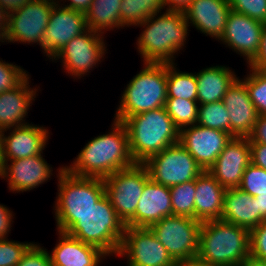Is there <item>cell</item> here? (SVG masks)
Returning a JSON list of instances; mask_svg holds the SVG:
<instances>
[{"instance_id":"obj_1","label":"cell","mask_w":266,"mask_h":266,"mask_svg":"<svg viewBox=\"0 0 266 266\" xmlns=\"http://www.w3.org/2000/svg\"><path fill=\"white\" fill-rule=\"evenodd\" d=\"M112 130L93 138L80 151L70 166H64L70 174L80 177L107 176L135 164L128 142L126 126L114 120Z\"/></svg>"},{"instance_id":"obj_2","label":"cell","mask_w":266,"mask_h":266,"mask_svg":"<svg viewBox=\"0 0 266 266\" xmlns=\"http://www.w3.org/2000/svg\"><path fill=\"white\" fill-rule=\"evenodd\" d=\"M250 256V230L222 219L202 222L197 260L209 266H239Z\"/></svg>"},{"instance_id":"obj_3","label":"cell","mask_w":266,"mask_h":266,"mask_svg":"<svg viewBox=\"0 0 266 266\" xmlns=\"http://www.w3.org/2000/svg\"><path fill=\"white\" fill-rule=\"evenodd\" d=\"M128 131L129 151L135 163H145L151 156L179 143L180 130L165 107L127 117L122 122Z\"/></svg>"},{"instance_id":"obj_4","label":"cell","mask_w":266,"mask_h":266,"mask_svg":"<svg viewBox=\"0 0 266 266\" xmlns=\"http://www.w3.org/2000/svg\"><path fill=\"white\" fill-rule=\"evenodd\" d=\"M157 15L153 14L137 25L145 28L138 37L137 49L143 62L173 63L174 54L187 41L190 25L183 12L165 11Z\"/></svg>"},{"instance_id":"obj_5","label":"cell","mask_w":266,"mask_h":266,"mask_svg":"<svg viewBox=\"0 0 266 266\" xmlns=\"http://www.w3.org/2000/svg\"><path fill=\"white\" fill-rule=\"evenodd\" d=\"M58 196L55 219L57 231L66 232L105 194L104 179L70 174L64 166L58 169Z\"/></svg>"},{"instance_id":"obj_6","label":"cell","mask_w":266,"mask_h":266,"mask_svg":"<svg viewBox=\"0 0 266 266\" xmlns=\"http://www.w3.org/2000/svg\"><path fill=\"white\" fill-rule=\"evenodd\" d=\"M125 224L106 194L65 232L83 243L100 248L108 256L119 253Z\"/></svg>"},{"instance_id":"obj_7","label":"cell","mask_w":266,"mask_h":266,"mask_svg":"<svg viewBox=\"0 0 266 266\" xmlns=\"http://www.w3.org/2000/svg\"><path fill=\"white\" fill-rule=\"evenodd\" d=\"M115 119L162 108L167 100V63L144 62L143 69L130 80L121 95Z\"/></svg>"},{"instance_id":"obj_8","label":"cell","mask_w":266,"mask_h":266,"mask_svg":"<svg viewBox=\"0 0 266 266\" xmlns=\"http://www.w3.org/2000/svg\"><path fill=\"white\" fill-rule=\"evenodd\" d=\"M149 179L148 169L141 163H135L104 178L105 194L124 224L135 215L145 183Z\"/></svg>"},{"instance_id":"obj_9","label":"cell","mask_w":266,"mask_h":266,"mask_svg":"<svg viewBox=\"0 0 266 266\" xmlns=\"http://www.w3.org/2000/svg\"><path fill=\"white\" fill-rule=\"evenodd\" d=\"M201 222L184 216H168L149 228L174 261L197 258Z\"/></svg>"},{"instance_id":"obj_10","label":"cell","mask_w":266,"mask_h":266,"mask_svg":"<svg viewBox=\"0 0 266 266\" xmlns=\"http://www.w3.org/2000/svg\"><path fill=\"white\" fill-rule=\"evenodd\" d=\"M143 164L154 182L167 187L195 180L204 171L180 143L165 148Z\"/></svg>"},{"instance_id":"obj_11","label":"cell","mask_w":266,"mask_h":266,"mask_svg":"<svg viewBox=\"0 0 266 266\" xmlns=\"http://www.w3.org/2000/svg\"><path fill=\"white\" fill-rule=\"evenodd\" d=\"M56 0H32L9 14V26L2 42L37 43L43 50V36Z\"/></svg>"},{"instance_id":"obj_12","label":"cell","mask_w":266,"mask_h":266,"mask_svg":"<svg viewBox=\"0 0 266 266\" xmlns=\"http://www.w3.org/2000/svg\"><path fill=\"white\" fill-rule=\"evenodd\" d=\"M128 266H173L175 261L149 227H125L118 255Z\"/></svg>"},{"instance_id":"obj_13","label":"cell","mask_w":266,"mask_h":266,"mask_svg":"<svg viewBox=\"0 0 266 266\" xmlns=\"http://www.w3.org/2000/svg\"><path fill=\"white\" fill-rule=\"evenodd\" d=\"M102 36V37H101ZM103 34L88 29L83 34L74 37L53 58L61 59L63 68L70 75L81 78L89 70L101 62L106 53Z\"/></svg>"},{"instance_id":"obj_14","label":"cell","mask_w":266,"mask_h":266,"mask_svg":"<svg viewBox=\"0 0 266 266\" xmlns=\"http://www.w3.org/2000/svg\"><path fill=\"white\" fill-rule=\"evenodd\" d=\"M56 2L43 36V53L52 60L74 37L88 30L85 13L62 7L58 0Z\"/></svg>"},{"instance_id":"obj_15","label":"cell","mask_w":266,"mask_h":266,"mask_svg":"<svg viewBox=\"0 0 266 266\" xmlns=\"http://www.w3.org/2000/svg\"><path fill=\"white\" fill-rule=\"evenodd\" d=\"M232 138L225 131L195 124L180 131L179 143L207 171Z\"/></svg>"},{"instance_id":"obj_16","label":"cell","mask_w":266,"mask_h":266,"mask_svg":"<svg viewBox=\"0 0 266 266\" xmlns=\"http://www.w3.org/2000/svg\"><path fill=\"white\" fill-rule=\"evenodd\" d=\"M251 163L248 137H233L207 170L224 188H236Z\"/></svg>"},{"instance_id":"obj_17","label":"cell","mask_w":266,"mask_h":266,"mask_svg":"<svg viewBox=\"0 0 266 266\" xmlns=\"http://www.w3.org/2000/svg\"><path fill=\"white\" fill-rule=\"evenodd\" d=\"M264 25L261 21L231 10L220 41L237 54L245 56L249 64L257 55Z\"/></svg>"},{"instance_id":"obj_18","label":"cell","mask_w":266,"mask_h":266,"mask_svg":"<svg viewBox=\"0 0 266 266\" xmlns=\"http://www.w3.org/2000/svg\"><path fill=\"white\" fill-rule=\"evenodd\" d=\"M3 171L0 178L7 179L9 190L14 192L30 191L44 184L52 175V167L43 155L25 159L3 160ZM11 162L8 164V162Z\"/></svg>"},{"instance_id":"obj_19","label":"cell","mask_w":266,"mask_h":266,"mask_svg":"<svg viewBox=\"0 0 266 266\" xmlns=\"http://www.w3.org/2000/svg\"><path fill=\"white\" fill-rule=\"evenodd\" d=\"M230 118V134L248 137L256 123L258 113L253 105L246 84L237 78L222 99Z\"/></svg>"},{"instance_id":"obj_20","label":"cell","mask_w":266,"mask_h":266,"mask_svg":"<svg viewBox=\"0 0 266 266\" xmlns=\"http://www.w3.org/2000/svg\"><path fill=\"white\" fill-rule=\"evenodd\" d=\"M7 130L11 131L8 136L4 134ZM48 134L47 128L33 124L3 130V160L25 159L42 154L49 140Z\"/></svg>"},{"instance_id":"obj_21","label":"cell","mask_w":266,"mask_h":266,"mask_svg":"<svg viewBox=\"0 0 266 266\" xmlns=\"http://www.w3.org/2000/svg\"><path fill=\"white\" fill-rule=\"evenodd\" d=\"M172 216L170 189L154 182L145 183L135 215L125 224L128 227H150L164 217Z\"/></svg>"},{"instance_id":"obj_22","label":"cell","mask_w":266,"mask_h":266,"mask_svg":"<svg viewBox=\"0 0 266 266\" xmlns=\"http://www.w3.org/2000/svg\"><path fill=\"white\" fill-rule=\"evenodd\" d=\"M230 11L229 0H193L184 14L188 24L219 41Z\"/></svg>"},{"instance_id":"obj_23","label":"cell","mask_w":266,"mask_h":266,"mask_svg":"<svg viewBox=\"0 0 266 266\" xmlns=\"http://www.w3.org/2000/svg\"><path fill=\"white\" fill-rule=\"evenodd\" d=\"M59 242L51 254L52 266H99L101 260L108 256L100 248L58 231Z\"/></svg>"},{"instance_id":"obj_24","label":"cell","mask_w":266,"mask_h":266,"mask_svg":"<svg viewBox=\"0 0 266 266\" xmlns=\"http://www.w3.org/2000/svg\"><path fill=\"white\" fill-rule=\"evenodd\" d=\"M29 75L15 88L0 93V131L27 125L24 118L38 89L29 85Z\"/></svg>"},{"instance_id":"obj_25","label":"cell","mask_w":266,"mask_h":266,"mask_svg":"<svg viewBox=\"0 0 266 266\" xmlns=\"http://www.w3.org/2000/svg\"><path fill=\"white\" fill-rule=\"evenodd\" d=\"M221 219L248 230L265 220L259 214L257 199L239 187L226 189Z\"/></svg>"},{"instance_id":"obj_26","label":"cell","mask_w":266,"mask_h":266,"mask_svg":"<svg viewBox=\"0 0 266 266\" xmlns=\"http://www.w3.org/2000/svg\"><path fill=\"white\" fill-rule=\"evenodd\" d=\"M195 219L202 222L221 219L226 188L208 172L195 179Z\"/></svg>"},{"instance_id":"obj_27","label":"cell","mask_w":266,"mask_h":266,"mask_svg":"<svg viewBox=\"0 0 266 266\" xmlns=\"http://www.w3.org/2000/svg\"><path fill=\"white\" fill-rule=\"evenodd\" d=\"M195 77L198 105L222 101L227 89L238 78L229 67L218 65L200 70Z\"/></svg>"},{"instance_id":"obj_28","label":"cell","mask_w":266,"mask_h":266,"mask_svg":"<svg viewBox=\"0 0 266 266\" xmlns=\"http://www.w3.org/2000/svg\"><path fill=\"white\" fill-rule=\"evenodd\" d=\"M121 2L122 0H93L85 12L88 29L104 34L109 29L123 28L120 17Z\"/></svg>"},{"instance_id":"obj_29","label":"cell","mask_w":266,"mask_h":266,"mask_svg":"<svg viewBox=\"0 0 266 266\" xmlns=\"http://www.w3.org/2000/svg\"><path fill=\"white\" fill-rule=\"evenodd\" d=\"M163 0H122L120 7L121 25L137 26L153 14L164 9Z\"/></svg>"},{"instance_id":"obj_30","label":"cell","mask_w":266,"mask_h":266,"mask_svg":"<svg viewBox=\"0 0 266 266\" xmlns=\"http://www.w3.org/2000/svg\"><path fill=\"white\" fill-rule=\"evenodd\" d=\"M175 63H167V98H182L197 101L195 73L182 72Z\"/></svg>"},{"instance_id":"obj_31","label":"cell","mask_w":266,"mask_h":266,"mask_svg":"<svg viewBox=\"0 0 266 266\" xmlns=\"http://www.w3.org/2000/svg\"><path fill=\"white\" fill-rule=\"evenodd\" d=\"M172 215L195 219V180L169 187Z\"/></svg>"},{"instance_id":"obj_32","label":"cell","mask_w":266,"mask_h":266,"mask_svg":"<svg viewBox=\"0 0 266 266\" xmlns=\"http://www.w3.org/2000/svg\"><path fill=\"white\" fill-rule=\"evenodd\" d=\"M197 101L182 98H167L165 109L172 118L177 128H183L197 124L198 106Z\"/></svg>"},{"instance_id":"obj_33","label":"cell","mask_w":266,"mask_h":266,"mask_svg":"<svg viewBox=\"0 0 266 266\" xmlns=\"http://www.w3.org/2000/svg\"><path fill=\"white\" fill-rule=\"evenodd\" d=\"M197 125L230 133V118L223 102L198 106Z\"/></svg>"},{"instance_id":"obj_34","label":"cell","mask_w":266,"mask_h":266,"mask_svg":"<svg viewBox=\"0 0 266 266\" xmlns=\"http://www.w3.org/2000/svg\"><path fill=\"white\" fill-rule=\"evenodd\" d=\"M249 68L252 73L242 81L246 84L250 99L258 115L266 116V72Z\"/></svg>"},{"instance_id":"obj_35","label":"cell","mask_w":266,"mask_h":266,"mask_svg":"<svg viewBox=\"0 0 266 266\" xmlns=\"http://www.w3.org/2000/svg\"><path fill=\"white\" fill-rule=\"evenodd\" d=\"M239 188L252 197L266 195V170L250 163L243 173Z\"/></svg>"},{"instance_id":"obj_36","label":"cell","mask_w":266,"mask_h":266,"mask_svg":"<svg viewBox=\"0 0 266 266\" xmlns=\"http://www.w3.org/2000/svg\"><path fill=\"white\" fill-rule=\"evenodd\" d=\"M33 244L0 239V266H16Z\"/></svg>"},{"instance_id":"obj_37","label":"cell","mask_w":266,"mask_h":266,"mask_svg":"<svg viewBox=\"0 0 266 266\" xmlns=\"http://www.w3.org/2000/svg\"><path fill=\"white\" fill-rule=\"evenodd\" d=\"M232 11L266 24V0H229Z\"/></svg>"},{"instance_id":"obj_38","label":"cell","mask_w":266,"mask_h":266,"mask_svg":"<svg viewBox=\"0 0 266 266\" xmlns=\"http://www.w3.org/2000/svg\"><path fill=\"white\" fill-rule=\"evenodd\" d=\"M23 68L0 60V93L18 86L29 74Z\"/></svg>"},{"instance_id":"obj_39","label":"cell","mask_w":266,"mask_h":266,"mask_svg":"<svg viewBox=\"0 0 266 266\" xmlns=\"http://www.w3.org/2000/svg\"><path fill=\"white\" fill-rule=\"evenodd\" d=\"M250 255L266 261V220L250 230Z\"/></svg>"},{"instance_id":"obj_40","label":"cell","mask_w":266,"mask_h":266,"mask_svg":"<svg viewBox=\"0 0 266 266\" xmlns=\"http://www.w3.org/2000/svg\"><path fill=\"white\" fill-rule=\"evenodd\" d=\"M39 244H33L16 266H52L49 252Z\"/></svg>"},{"instance_id":"obj_41","label":"cell","mask_w":266,"mask_h":266,"mask_svg":"<svg viewBox=\"0 0 266 266\" xmlns=\"http://www.w3.org/2000/svg\"><path fill=\"white\" fill-rule=\"evenodd\" d=\"M249 67L266 72V24L264 25L260 46L255 58L248 64Z\"/></svg>"},{"instance_id":"obj_42","label":"cell","mask_w":266,"mask_h":266,"mask_svg":"<svg viewBox=\"0 0 266 266\" xmlns=\"http://www.w3.org/2000/svg\"><path fill=\"white\" fill-rule=\"evenodd\" d=\"M249 143L266 144V116L258 115L251 134L248 136Z\"/></svg>"},{"instance_id":"obj_43","label":"cell","mask_w":266,"mask_h":266,"mask_svg":"<svg viewBox=\"0 0 266 266\" xmlns=\"http://www.w3.org/2000/svg\"><path fill=\"white\" fill-rule=\"evenodd\" d=\"M251 163L266 170V144L250 143Z\"/></svg>"},{"instance_id":"obj_44","label":"cell","mask_w":266,"mask_h":266,"mask_svg":"<svg viewBox=\"0 0 266 266\" xmlns=\"http://www.w3.org/2000/svg\"><path fill=\"white\" fill-rule=\"evenodd\" d=\"M13 216L12 211L6 205L0 204V239H7V234L11 231Z\"/></svg>"},{"instance_id":"obj_45","label":"cell","mask_w":266,"mask_h":266,"mask_svg":"<svg viewBox=\"0 0 266 266\" xmlns=\"http://www.w3.org/2000/svg\"><path fill=\"white\" fill-rule=\"evenodd\" d=\"M193 0H163L165 11L185 12Z\"/></svg>"},{"instance_id":"obj_46","label":"cell","mask_w":266,"mask_h":266,"mask_svg":"<svg viewBox=\"0 0 266 266\" xmlns=\"http://www.w3.org/2000/svg\"><path fill=\"white\" fill-rule=\"evenodd\" d=\"M32 0H0V5L9 13L12 14L21 7L27 5Z\"/></svg>"},{"instance_id":"obj_47","label":"cell","mask_w":266,"mask_h":266,"mask_svg":"<svg viewBox=\"0 0 266 266\" xmlns=\"http://www.w3.org/2000/svg\"><path fill=\"white\" fill-rule=\"evenodd\" d=\"M64 1V0H63ZM70 1V4L67 3V5H63L62 7L70 8L75 11L83 12L85 13L93 0H68Z\"/></svg>"},{"instance_id":"obj_48","label":"cell","mask_w":266,"mask_h":266,"mask_svg":"<svg viewBox=\"0 0 266 266\" xmlns=\"http://www.w3.org/2000/svg\"><path fill=\"white\" fill-rule=\"evenodd\" d=\"M9 26V13L0 5V41L5 39Z\"/></svg>"},{"instance_id":"obj_49","label":"cell","mask_w":266,"mask_h":266,"mask_svg":"<svg viewBox=\"0 0 266 266\" xmlns=\"http://www.w3.org/2000/svg\"><path fill=\"white\" fill-rule=\"evenodd\" d=\"M255 199H257L259 214L266 220V195H257Z\"/></svg>"},{"instance_id":"obj_50","label":"cell","mask_w":266,"mask_h":266,"mask_svg":"<svg viewBox=\"0 0 266 266\" xmlns=\"http://www.w3.org/2000/svg\"><path fill=\"white\" fill-rule=\"evenodd\" d=\"M239 266H266V261L254 258L250 255Z\"/></svg>"},{"instance_id":"obj_51","label":"cell","mask_w":266,"mask_h":266,"mask_svg":"<svg viewBox=\"0 0 266 266\" xmlns=\"http://www.w3.org/2000/svg\"><path fill=\"white\" fill-rule=\"evenodd\" d=\"M173 266H209V265L200 262L197 259H194L189 261H175Z\"/></svg>"},{"instance_id":"obj_52","label":"cell","mask_w":266,"mask_h":266,"mask_svg":"<svg viewBox=\"0 0 266 266\" xmlns=\"http://www.w3.org/2000/svg\"><path fill=\"white\" fill-rule=\"evenodd\" d=\"M3 165H4V161L2 157V131H0V176L3 171Z\"/></svg>"}]
</instances>
